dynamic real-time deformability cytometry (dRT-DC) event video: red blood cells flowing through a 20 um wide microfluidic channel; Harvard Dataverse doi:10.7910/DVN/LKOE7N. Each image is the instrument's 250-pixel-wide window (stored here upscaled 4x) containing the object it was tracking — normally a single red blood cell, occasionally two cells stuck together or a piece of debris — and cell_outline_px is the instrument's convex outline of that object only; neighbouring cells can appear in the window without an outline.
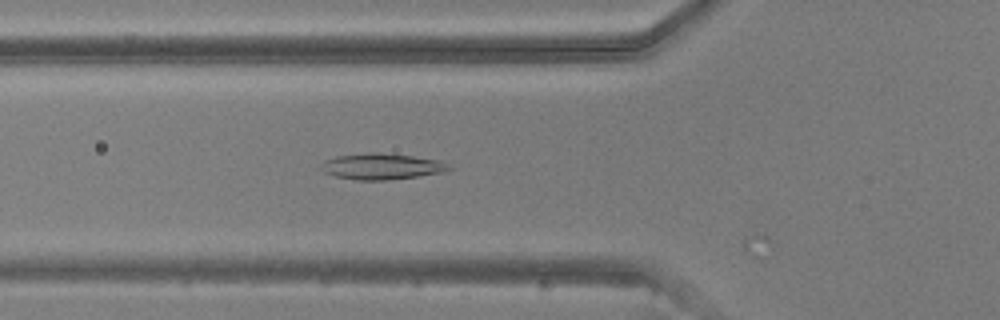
{"species": "common noctule bat (a hibernating species)", "species_latin": "Nyctalus noctula", "temperature_condition": "warm", "stored_images_in_passage": 49, "camera_frame_rate_fps": 3000, "um_per_image_px": 0.085, "animal": {"sex": "male", "body_mass_g": 20.5, "forearm_length_mm": 52.5}, "frame": {"image": 1, "passage_image": 17, "time_ms": 5.333, "image_size_px": [1000, 320], "cell_outline_px": [[452, 168], [444, 172], [416, 176], [384, 180], [356, 180], [336, 176], [324, 172], [320, 168], [320, 164], [324, 160], [336, 156], [372, 152], [380, 152], [412, 156], [440, 160], [448, 164]], "centroid_in_image_um": [32.42, 14.14], "position_along_channel_um": 93.4, "area_um2": 19.36}}
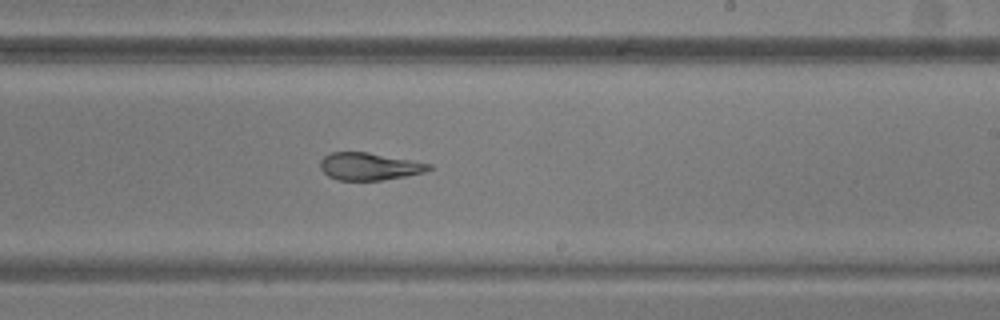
{"frame": {"image": 2, "passage_image": 29, "time_ms": 9.333, "image_size_px": [1000, 320], "cell_outline_px": [[432, 168], [424, 172], [404, 176], [380, 180], [336, 180], [328, 176], [320, 168], [320, 160], [324, 156], [332, 152], [368, 152], [432, 164]], "centroid_in_image_um": [31.36, 14.14], "position_along_channel_um": 257.6, "area_um2": 17.22}}
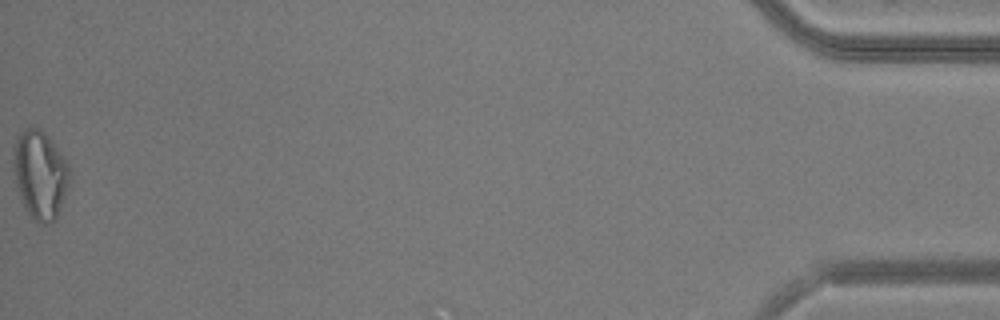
{"frame": {"image": 3, "passage_image": 49, "time_ms": 16.0, "image_size_px": [1000, 320], "cell_outline_px": [[72, 176], [56, 220], [48, 224], [40, 224], [32, 220], [24, 208], [16, 184], [12, 168], [12, 144], [16, 136], [24, 128], [40, 128], [52, 140], [68, 164]], "centroid_in_image_um": [3.38, 14.84], "position_along_channel_um": 431.8, "area_um2": 29.71}}